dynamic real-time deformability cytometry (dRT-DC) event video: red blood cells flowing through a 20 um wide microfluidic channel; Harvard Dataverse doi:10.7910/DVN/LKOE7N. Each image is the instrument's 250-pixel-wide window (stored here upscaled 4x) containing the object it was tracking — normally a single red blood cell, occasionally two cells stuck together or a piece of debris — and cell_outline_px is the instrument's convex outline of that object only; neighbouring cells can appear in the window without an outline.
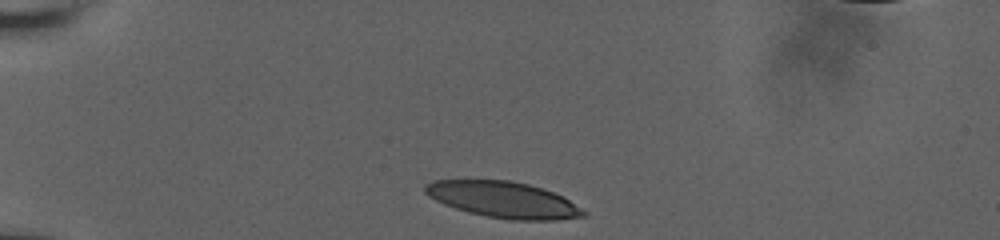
{"species": "human", "species_latin": "Homo sapiens", "temperature_condition": "room temperature", "stored_images_in_passage": 25, "camera_frame_rate_fps": 3000, "um_per_image_px": 0.085, "donor": {"sex": "male"}, "frame": {"image": 1, "passage_image": 1, "time_ms": 0.0, "image_size_px": [1000, 240], "cell_outline_px": [[588, 212], [584, 216], [552, 220], [508, 220], [468, 212], [444, 204], [428, 196], [424, 192], [424, 184], [432, 180], [512, 180], [528, 184], [564, 196]], "centroid_in_image_um": [42.78, 16.97], "position_along_channel_um": 42.2, "area_um2": 33.35}}
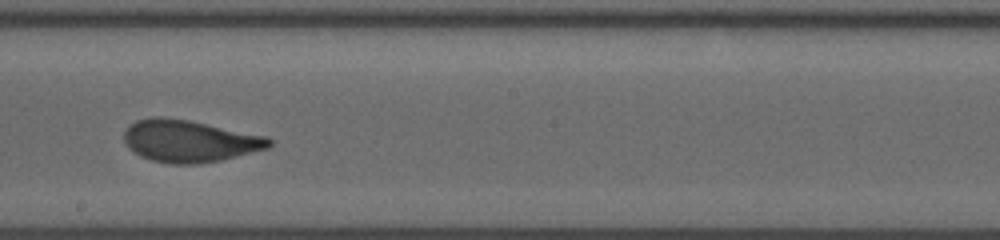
{"frame": {"image": 2, "passage_image": 15, "time_ms": 6.333, "image_size_px": [1000, 240], "cell_outline_px": [[272, 144], [268, 148], [220, 160], [196, 164], [168, 164], [152, 160], [140, 156], [128, 148], [124, 140], [124, 128], [128, 124], [136, 120], [152, 116], [160, 116], [188, 120], [268, 136], [272, 140]], "centroid_in_image_um": [16.06, 11.98], "position_along_channel_um": 232.1, "area_um2": 35.78}}
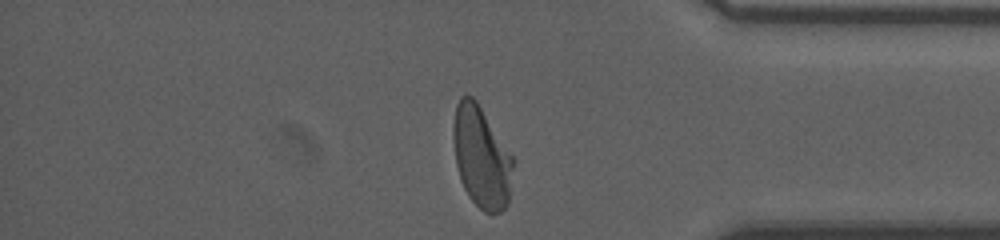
{"frame": {"image": 3, "passage_image": 25, "time_ms": 11.0, "image_size_px": [1000, 240], "cell_outline_px": [[516, 160], [508, 204], [500, 212], [484, 212], [468, 196], [460, 180], [456, 164], [452, 140], [452, 128], [456, 104], [460, 96], [472, 96], [476, 100]], "centroid_in_image_um": [40.93, 13.35], "position_along_channel_um": 394.3, "area_um2": 35.89}, "authors_computed_cell_mechanics": {"area_um2": 35.4314, "velocity_mm_per_s": 3.79, "shape_relaxation_time_tau1_ms": 5.8835, "shape_relaxation_time_tau2_ms": 0.7917, "deformation_change_tau1": 0.2052, "deformation_change_tau2": 0.057}}